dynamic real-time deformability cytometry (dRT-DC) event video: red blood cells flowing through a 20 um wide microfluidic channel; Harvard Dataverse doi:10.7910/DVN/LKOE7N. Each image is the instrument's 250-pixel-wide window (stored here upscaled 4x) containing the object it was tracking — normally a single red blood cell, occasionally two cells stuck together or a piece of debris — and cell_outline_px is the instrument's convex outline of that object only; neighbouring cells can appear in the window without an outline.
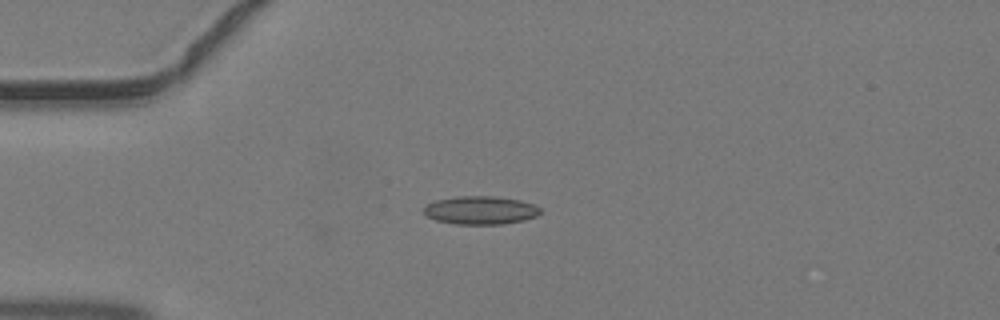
{"species": "common noctule bat (a hibernating species)", "species_latin": "Nyctalus noctula", "temperature_condition": "warm", "stored_images_in_passage": 5, "camera_frame_rate_fps": 3000, "um_per_image_px": 0.085, "animal": {"sex": "male", "body_mass_g": 19.2, "forearm_length_mm": 51.8}, "frame": {"image": 1, "passage_image": 1, "time_ms": 0.0, "image_size_px": [1000, 320], "cell_outline_px": [[544, 212], [536, 216], [524, 220], [504, 224], [456, 224], [436, 220], [428, 216], [424, 212], [424, 208], [428, 204], [436, 200], [456, 196], [496, 196], [520, 200], [532, 204], [540, 208]], "centroid_in_image_um": [40.88, 17.87], "position_along_channel_um": 44.1, "area_um2": 19.19}}